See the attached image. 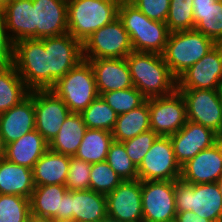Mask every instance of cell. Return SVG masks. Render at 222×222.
<instances>
[{
    "mask_svg": "<svg viewBox=\"0 0 222 222\" xmlns=\"http://www.w3.org/2000/svg\"><path fill=\"white\" fill-rule=\"evenodd\" d=\"M82 60V44L67 32L15 42L12 64L32 91L51 89Z\"/></svg>",
    "mask_w": 222,
    "mask_h": 222,
    "instance_id": "obj_1",
    "label": "cell"
},
{
    "mask_svg": "<svg viewBox=\"0 0 222 222\" xmlns=\"http://www.w3.org/2000/svg\"><path fill=\"white\" fill-rule=\"evenodd\" d=\"M126 62L133 86L147 99L168 96L177 90V79L162 54L133 51Z\"/></svg>",
    "mask_w": 222,
    "mask_h": 222,
    "instance_id": "obj_2",
    "label": "cell"
},
{
    "mask_svg": "<svg viewBox=\"0 0 222 222\" xmlns=\"http://www.w3.org/2000/svg\"><path fill=\"white\" fill-rule=\"evenodd\" d=\"M118 18L128 32L133 51L163 53L170 35L165 22L149 19L131 3H120Z\"/></svg>",
    "mask_w": 222,
    "mask_h": 222,
    "instance_id": "obj_3",
    "label": "cell"
},
{
    "mask_svg": "<svg viewBox=\"0 0 222 222\" xmlns=\"http://www.w3.org/2000/svg\"><path fill=\"white\" fill-rule=\"evenodd\" d=\"M118 0H67L68 33L81 44L118 18Z\"/></svg>",
    "mask_w": 222,
    "mask_h": 222,
    "instance_id": "obj_4",
    "label": "cell"
},
{
    "mask_svg": "<svg viewBox=\"0 0 222 222\" xmlns=\"http://www.w3.org/2000/svg\"><path fill=\"white\" fill-rule=\"evenodd\" d=\"M215 45L211 38L195 29L170 32L162 56L172 75L177 79Z\"/></svg>",
    "mask_w": 222,
    "mask_h": 222,
    "instance_id": "obj_5",
    "label": "cell"
},
{
    "mask_svg": "<svg viewBox=\"0 0 222 222\" xmlns=\"http://www.w3.org/2000/svg\"><path fill=\"white\" fill-rule=\"evenodd\" d=\"M175 201L177 212L193 211L212 222L222 221V195L217 182L190 184L177 179Z\"/></svg>",
    "mask_w": 222,
    "mask_h": 222,
    "instance_id": "obj_6",
    "label": "cell"
},
{
    "mask_svg": "<svg viewBox=\"0 0 222 222\" xmlns=\"http://www.w3.org/2000/svg\"><path fill=\"white\" fill-rule=\"evenodd\" d=\"M50 90L63 100L71 113H81L99 96L92 67L84 59Z\"/></svg>",
    "mask_w": 222,
    "mask_h": 222,
    "instance_id": "obj_7",
    "label": "cell"
},
{
    "mask_svg": "<svg viewBox=\"0 0 222 222\" xmlns=\"http://www.w3.org/2000/svg\"><path fill=\"white\" fill-rule=\"evenodd\" d=\"M131 52L128 32L119 18L96 30L82 43L84 60L126 58Z\"/></svg>",
    "mask_w": 222,
    "mask_h": 222,
    "instance_id": "obj_8",
    "label": "cell"
},
{
    "mask_svg": "<svg viewBox=\"0 0 222 222\" xmlns=\"http://www.w3.org/2000/svg\"><path fill=\"white\" fill-rule=\"evenodd\" d=\"M181 177L170 137L158 136L138 166L141 181H176Z\"/></svg>",
    "mask_w": 222,
    "mask_h": 222,
    "instance_id": "obj_9",
    "label": "cell"
},
{
    "mask_svg": "<svg viewBox=\"0 0 222 222\" xmlns=\"http://www.w3.org/2000/svg\"><path fill=\"white\" fill-rule=\"evenodd\" d=\"M150 128L158 136H171L187 122L186 103L181 93L148 99Z\"/></svg>",
    "mask_w": 222,
    "mask_h": 222,
    "instance_id": "obj_10",
    "label": "cell"
},
{
    "mask_svg": "<svg viewBox=\"0 0 222 222\" xmlns=\"http://www.w3.org/2000/svg\"><path fill=\"white\" fill-rule=\"evenodd\" d=\"M176 181H141L143 222L176 218Z\"/></svg>",
    "mask_w": 222,
    "mask_h": 222,
    "instance_id": "obj_11",
    "label": "cell"
},
{
    "mask_svg": "<svg viewBox=\"0 0 222 222\" xmlns=\"http://www.w3.org/2000/svg\"><path fill=\"white\" fill-rule=\"evenodd\" d=\"M186 103L187 120L218 132L221 123V89H177Z\"/></svg>",
    "mask_w": 222,
    "mask_h": 222,
    "instance_id": "obj_12",
    "label": "cell"
},
{
    "mask_svg": "<svg viewBox=\"0 0 222 222\" xmlns=\"http://www.w3.org/2000/svg\"><path fill=\"white\" fill-rule=\"evenodd\" d=\"M35 129L50 143L71 113L52 90H34Z\"/></svg>",
    "mask_w": 222,
    "mask_h": 222,
    "instance_id": "obj_13",
    "label": "cell"
},
{
    "mask_svg": "<svg viewBox=\"0 0 222 222\" xmlns=\"http://www.w3.org/2000/svg\"><path fill=\"white\" fill-rule=\"evenodd\" d=\"M107 217L118 222H143L141 180H123L106 194Z\"/></svg>",
    "mask_w": 222,
    "mask_h": 222,
    "instance_id": "obj_14",
    "label": "cell"
},
{
    "mask_svg": "<svg viewBox=\"0 0 222 222\" xmlns=\"http://www.w3.org/2000/svg\"><path fill=\"white\" fill-rule=\"evenodd\" d=\"M222 46L216 44L177 78V89H221Z\"/></svg>",
    "mask_w": 222,
    "mask_h": 222,
    "instance_id": "obj_15",
    "label": "cell"
},
{
    "mask_svg": "<svg viewBox=\"0 0 222 222\" xmlns=\"http://www.w3.org/2000/svg\"><path fill=\"white\" fill-rule=\"evenodd\" d=\"M169 137L173 145L175 158L180 166L218 141L216 132L189 120L177 133Z\"/></svg>",
    "mask_w": 222,
    "mask_h": 222,
    "instance_id": "obj_16",
    "label": "cell"
},
{
    "mask_svg": "<svg viewBox=\"0 0 222 222\" xmlns=\"http://www.w3.org/2000/svg\"><path fill=\"white\" fill-rule=\"evenodd\" d=\"M190 184L218 182L222 178V149L219 143L200 151L181 166V177Z\"/></svg>",
    "mask_w": 222,
    "mask_h": 222,
    "instance_id": "obj_17",
    "label": "cell"
},
{
    "mask_svg": "<svg viewBox=\"0 0 222 222\" xmlns=\"http://www.w3.org/2000/svg\"><path fill=\"white\" fill-rule=\"evenodd\" d=\"M35 9V39L68 32L67 0H32Z\"/></svg>",
    "mask_w": 222,
    "mask_h": 222,
    "instance_id": "obj_18",
    "label": "cell"
},
{
    "mask_svg": "<svg viewBox=\"0 0 222 222\" xmlns=\"http://www.w3.org/2000/svg\"><path fill=\"white\" fill-rule=\"evenodd\" d=\"M34 90L19 104L0 114V130L5 145L35 129Z\"/></svg>",
    "mask_w": 222,
    "mask_h": 222,
    "instance_id": "obj_19",
    "label": "cell"
},
{
    "mask_svg": "<svg viewBox=\"0 0 222 222\" xmlns=\"http://www.w3.org/2000/svg\"><path fill=\"white\" fill-rule=\"evenodd\" d=\"M93 70L99 96L105 92L133 87L126 58L87 60Z\"/></svg>",
    "mask_w": 222,
    "mask_h": 222,
    "instance_id": "obj_20",
    "label": "cell"
},
{
    "mask_svg": "<svg viewBox=\"0 0 222 222\" xmlns=\"http://www.w3.org/2000/svg\"><path fill=\"white\" fill-rule=\"evenodd\" d=\"M6 29L13 42L35 39V9L32 0H9L2 8Z\"/></svg>",
    "mask_w": 222,
    "mask_h": 222,
    "instance_id": "obj_21",
    "label": "cell"
},
{
    "mask_svg": "<svg viewBox=\"0 0 222 222\" xmlns=\"http://www.w3.org/2000/svg\"><path fill=\"white\" fill-rule=\"evenodd\" d=\"M48 149L49 143L34 129L5 145L3 157L12 163L32 169Z\"/></svg>",
    "mask_w": 222,
    "mask_h": 222,
    "instance_id": "obj_22",
    "label": "cell"
},
{
    "mask_svg": "<svg viewBox=\"0 0 222 222\" xmlns=\"http://www.w3.org/2000/svg\"><path fill=\"white\" fill-rule=\"evenodd\" d=\"M70 158L48 149L32 168L34 185H65Z\"/></svg>",
    "mask_w": 222,
    "mask_h": 222,
    "instance_id": "obj_23",
    "label": "cell"
},
{
    "mask_svg": "<svg viewBox=\"0 0 222 222\" xmlns=\"http://www.w3.org/2000/svg\"><path fill=\"white\" fill-rule=\"evenodd\" d=\"M71 218L76 222H103L108 218L106 195L90 189L72 191Z\"/></svg>",
    "mask_w": 222,
    "mask_h": 222,
    "instance_id": "obj_24",
    "label": "cell"
},
{
    "mask_svg": "<svg viewBox=\"0 0 222 222\" xmlns=\"http://www.w3.org/2000/svg\"><path fill=\"white\" fill-rule=\"evenodd\" d=\"M34 188L32 169L0 158V194L30 199Z\"/></svg>",
    "mask_w": 222,
    "mask_h": 222,
    "instance_id": "obj_25",
    "label": "cell"
},
{
    "mask_svg": "<svg viewBox=\"0 0 222 222\" xmlns=\"http://www.w3.org/2000/svg\"><path fill=\"white\" fill-rule=\"evenodd\" d=\"M65 185L35 186L30 197L31 216L38 219H61Z\"/></svg>",
    "mask_w": 222,
    "mask_h": 222,
    "instance_id": "obj_26",
    "label": "cell"
},
{
    "mask_svg": "<svg viewBox=\"0 0 222 222\" xmlns=\"http://www.w3.org/2000/svg\"><path fill=\"white\" fill-rule=\"evenodd\" d=\"M194 29L211 38L216 44L222 42V0H193Z\"/></svg>",
    "mask_w": 222,
    "mask_h": 222,
    "instance_id": "obj_27",
    "label": "cell"
},
{
    "mask_svg": "<svg viewBox=\"0 0 222 222\" xmlns=\"http://www.w3.org/2000/svg\"><path fill=\"white\" fill-rule=\"evenodd\" d=\"M87 127L80 113H70L55 138L49 143V149L63 155L75 156Z\"/></svg>",
    "mask_w": 222,
    "mask_h": 222,
    "instance_id": "obj_28",
    "label": "cell"
},
{
    "mask_svg": "<svg viewBox=\"0 0 222 222\" xmlns=\"http://www.w3.org/2000/svg\"><path fill=\"white\" fill-rule=\"evenodd\" d=\"M29 93L14 65L0 64V114L19 104Z\"/></svg>",
    "mask_w": 222,
    "mask_h": 222,
    "instance_id": "obj_29",
    "label": "cell"
},
{
    "mask_svg": "<svg viewBox=\"0 0 222 222\" xmlns=\"http://www.w3.org/2000/svg\"><path fill=\"white\" fill-rule=\"evenodd\" d=\"M150 129L147 99V101L138 108L118 115L111 133L115 141L124 142Z\"/></svg>",
    "mask_w": 222,
    "mask_h": 222,
    "instance_id": "obj_30",
    "label": "cell"
},
{
    "mask_svg": "<svg viewBox=\"0 0 222 222\" xmlns=\"http://www.w3.org/2000/svg\"><path fill=\"white\" fill-rule=\"evenodd\" d=\"M113 141L111 132L87 128L74 157L91 164L106 161L109 147Z\"/></svg>",
    "mask_w": 222,
    "mask_h": 222,
    "instance_id": "obj_31",
    "label": "cell"
},
{
    "mask_svg": "<svg viewBox=\"0 0 222 222\" xmlns=\"http://www.w3.org/2000/svg\"><path fill=\"white\" fill-rule=\"evenodd\" d=\"M80 114L87 128L102 129L109 132H112L118 117V114L103 100L101 96H98Z\"/></svg>",
    "mask_w": 222,
    "mask_h": 222,
    "instance_id": "obj_32",
    "label": "cell"
},
{
    "mask_svg": "<svg viewBox=\"0 0 222 222\" xmlns=\"http://www.w3.org/2000/svg\"><path fill=\"white\" fill-rule=\"evenodd\" d=\"M31 217L30 199L0 194V222H29Z\"/></svg>",
    "mask_w": 222,
    "mask_h": 222,
    "instance_id": "obj_33",
    "label": "cell"
},
{
    "mask_svg": "<svg viewBox=\"0 0 222 222\" xmlns=\"http://www.w3.org/2000/svg\"><path fill=\"white\" fill-rule=\"evenodd\" d=\"M100 96L118 115L136 109L147 101V98L134 86L105 92Z\"/></svg>",
    "mask_w": 222,
    "mask_h": 222,
    "instance_id": "obj_34",
    "label": "cell"
},
{
    "mask_svg": "<svg viewBox=\"0 0 222 222\" xmlns=\"http://www.w3.org/2000/svg\"><path fill=\"white\" fill-rule=\"evenodd\" d=\"M193 9V0H170V8L165 22L169 31L194 29Z\"/></svg>",
    "mask_w": 222,
    "mask_h": 222,
    "instance_id": "obj_35",
    "label": "cell"
},
{
    "mask_svg": "<svg viewBox=\"0 0 222 222\" xmlns=\"http://www.w3.org/2000/svg\"><path fill=\"white\" fill-rule=\"evenodd\" d=\"M106 162L122 180L138 179V167L128 157L123 142L111 143Z\"/></svg>",
    "mask_w": 222,
    "mask_h": 222,
    "instance_id": "obj_36",
    "label": "cell"
},
{
    "mask_svg": "<svg viewBox=\"0 0 222 222\" xmlns=\"http://www.w3.org/2000/svg\"><path fill=\"white\" fill-rule=\"evenodd\" d=\"M122 181L106 161L91 165L90 190L106 195L112 192Z\"/></svg>",
    "mask_w": 222,
    "mask_h": 222,
    "instance_id": "obj_37",
    "label": "cell"
},
{
    "mask_svg": "<svg viewBox=\"0 0 222 222\" xmlns=\"http://www.w3.org/2000/svg\"><path fill=\"white\" fill-rule=\"evenodd\" d=\"M91 163H87L74 156L70 158L65 186L70 191H82L90 189Z\"/></svg>",
    "mask_w": 222,
    "mask_h": 222,
    "instance_id": "obj_38",
    "label": "cell"
},
{
    "mask_svg": "<svg viewBox=\"0 0 222 222\" xmlns=\"http://www.w3.org/2000/svg\"><path fill=\"white\" fill-rule=\"evenodd\" d=\"M157 137L158 135L150 129L123 142L128 157L137 167L140 165Z\"/></svg>",
    "mask_w": 222,
    "mask_h": 222,
    "instance_id": "obj_39",
    "label": "cell"
},
{
    "mask_svg": "<svg viewBox=\"0 0 222 222\" xmlns=\"http://www.w3.org/2000/svg\"><path fill=\"white\" fill-rule=\"evenodd\" d=\"M149 19L166 22L170 0H132L130 2Z\"/></svg>",
    "mask_w": 222,
    "mask_h": 222,
    "instance_id": "obj_40",
    "label": "cell"
},
{
    "mask_svg": "<svg viewBox=\"0 0 222 222\" xmlns=\"http://www.w3.org/2000/svg\"><path fill=\"white\" fill-rule=\"evenodd\" d=\"M14 55V42L6 29V22L0 9V64H11Z\"/></svg>",
    "mask_w": 222,
    "mask_h": 222,
    "instance_id": "obj_41",
    "label": "cell"
},
{
    "mask_svg": "<svg viewBox=\"0 0 222 222\" xmlns=\"http://www.w3.org/2000/svg\"><path fill=\"white\" fill-rule=\"evenodd\" d=\"M176 219L179 222H212L208 219L199 217L193 211L177 212Z\"/></svg>",
    "mask_w": 222,
    "mask_h": 222,
    "instance_id": "obj_42",
    "label": "cell"
},
{
    "mask_svg": "<svg viewBox=\"0 0 222 222\" xmlns=\"http://www.w3.org/2000/svg\"><path fill=\"white\" fill-rule=\"evenodd\" d=\"M72 191L67 190L61 205V219L71 218Z\"/></svg>",
    "mask_w": 222,
    "mask_h": 222,
    "instance_id": "obj_43",
    "label": "cell"
},
{
    "mask_svg": "<svg viewBox=\"0 0 222 222\" xmlns=\"http://www.w3.org/2000/svg\"><path fill=\"white\" fill-rule=\"evenodd\" d=\"M220 102H221V111H222V92H221V99H220ZM217 135V138H222V114H221V123H220V127H219V130L218 132L216 133Z\"/></svg>",
    "mask_w": 222,
    "mask_h": 222,
    "instance_id": "obj_44",
    "label": "cell"
},
{
    "mask_svg": "<svg viewBox=\"0 0 222 222\" xmlns=\"http://www.w3.org/2000/svg\"><path fill=\"white\" fill-rule=\"evenodd\" d=\"M4 150H5V144L3 142L2 135H1V130H0V158L3 157Z\"/></svg>",
    "mask_w": 222,
    "mask_h": 222,
    "instance_id": "obj_45",
    "label": "cell"
},
{
    "mask_svg": "<svg viewBox=\"0 0 222 222\" xmlns=\"http://www.w3.org/2000/svg\"><path fill=\"white\" fill-rule=\"evenodd\" d=\"M29 222H52V219H38V218L31 217Z\"/></svg>",
    "mask_w": 222,
    "mask_h": 222,
    "instance_id": "obj_46",
    "label": "cell"
},
{
    "mask_svg": "<svg viewBox=\"0 0 222 222\" xmlns=\"http://www.w3.org/2000/svg\"><path fill=\"white\" fill-rule=\"evenodd\" d=\"M52 222H76L73 218L67 219H52Z\"/></svg>",
    "mask_w": 222,
    "mask_h": 222,
    "instance_id": "obj_47",
    "label": "cell"
},
{
    "mask_svg": "<svg viewBox=\"0 0 222 222\" xmlns=\"http://www.w3.org/2000/svg\"><path fill=\"white\" fill-rule=\"evenodd\" d=\"M9 0H0V9H2Z\"/></svg>",
    "mask_w": 222,
    "mask_h": 222,
    "instance_id": "obj_48",
    "label": "cell"
},
{
    "mask_svg": "<svg viewBox=\"0 0 222 222\" xmlns=\"http://www.w3.org/2000/svg\"><path fill=\"white\" fill-rule=\"evenodd\" d=\"M221 191V195H222V178L217 182Z\"/></svg>",
    "mask_w": 222,
    "mask_h": 222,
    "instance_id": "obj_49",
    "label": "cell"
},
{
    "mask_svg": "<svg viewBox=\"0 0 222 222\" xmlns=\"http://www.w3.org/2000/svg\"><path fill=\"white\" fill-rule=\"evenodd\" d=\"M120 3H130L132 0H118Z\"/></svg>",
    "mask_w": 222,
    "mask_h": 222,
    "instance_id": "obj_50",
    "label": "cell"
},
{
    "mask_svg": "<svg viewBox=\"0 0 222 222\" xmlns=\"http://www.w3.org/2000/svg\"><path fill=\"white\" fill-rule=\"evenodd\" d=\"M103 222H118V221H115V220H112L110 218H107L106 220H104Z\"/></svg>",
    "mask_w": 222,
    "mask_h": 222,
    "instance_id": "obj_51",
    "label": "cell"
},
{
    "mask_svg": "<svg viewBox=\"0 0 222 222\" xmlns=\"http://www.w3.org/2000/svg\"><path fill=\"white\" fill-rule=\"evenodd\" d=\"M218 139V143H219V145H220V147H221V149H222V138H217Z\"/></svg>",
    "mask_w": 222,
    "mask_h": 222,
    "instance_id": "obj_52",
    "label": "cell"
},
{
    "mask_svg": "<svg viewBox=\"0 0 222 222\" xmlns=\"http://www.w3.org/2000/svg\"><path fill=\"white\" fill-rule=\"evenodd\" d=\"M167 222H179L176 218L172 220H168Z\"/></svg>",
    "mask_w": 222,
    "mask_h": 222,
    "instance_id": "obj_53",
    "label": "cell"
}]
</instances>
